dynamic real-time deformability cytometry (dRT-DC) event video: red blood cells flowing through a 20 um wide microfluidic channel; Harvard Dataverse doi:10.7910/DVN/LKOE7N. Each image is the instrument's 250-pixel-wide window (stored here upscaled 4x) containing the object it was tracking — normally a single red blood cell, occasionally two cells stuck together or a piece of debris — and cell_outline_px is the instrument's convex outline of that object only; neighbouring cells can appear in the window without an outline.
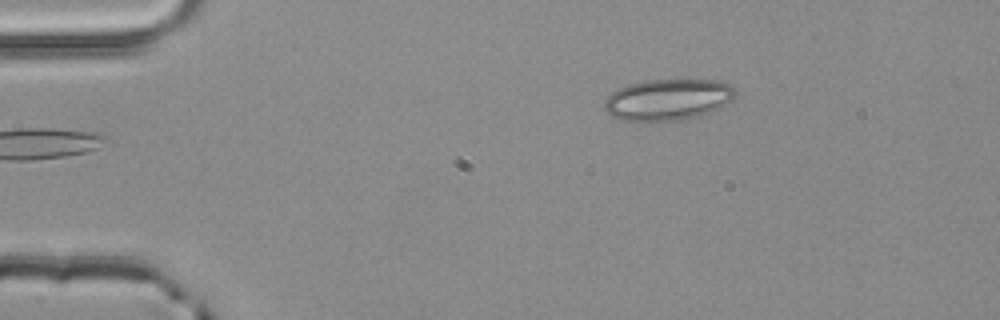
{"species": "common noctule bat (a hibernating species)", "species_latin": "Nyctalus noctula", "temperature_condition": "room temperature", "stored_images_in_passage": 4, "camera_frame_rate_fps": 3000, "um_per_image_px": 0.085, "animal": {"sex": "male", "body_mass_g": 20.4}, "frame": {"image": 1, "passage_image": 4, "time_ms": 1.0, "image_size_px": [1000, 320], "cell_outline_px": [[736, 92], [732, 100], [720, 108], [712, 112], [684, 120], [620, 120], [612, 116], [604, 108], [604, 100], [612, 92], [628, 84], [644, 80], [724, 80]], "centroid_in_image_um": [56.79, 8.46], "position_along_channel_um": 28.2, "area_um2": 31.5}}